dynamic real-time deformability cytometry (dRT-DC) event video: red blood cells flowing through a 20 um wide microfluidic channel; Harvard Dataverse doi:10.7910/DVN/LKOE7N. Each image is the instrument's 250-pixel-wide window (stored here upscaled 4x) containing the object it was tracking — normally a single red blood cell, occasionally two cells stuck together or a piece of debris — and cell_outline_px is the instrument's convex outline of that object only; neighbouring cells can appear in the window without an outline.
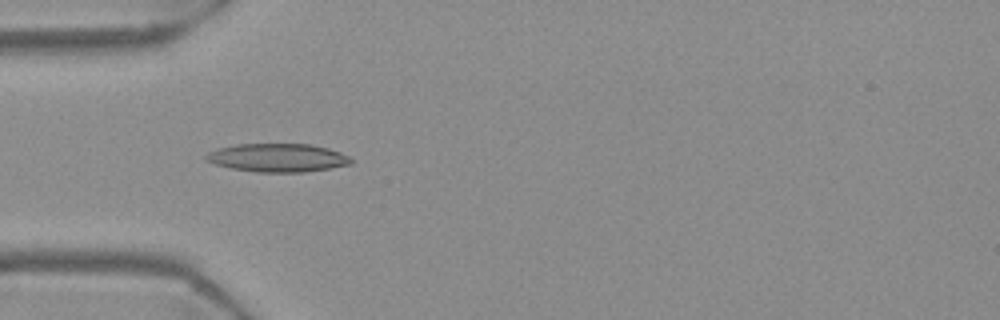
{"species": "Egyptian fruit bat (a non-hibernating species)", "species_latin": "Rousettus aegyptiacus", "temperature_condition": "warm", "stored_images_in_passage": 55, "camera_frame_rate_fps": 3000, "um_per_image_px": 0.085, "frame": {"image": 1, "passage_image": 17, "time_ms": 5.333, "image_size_px": [1000, 320], "cell_outline_px": [[352, 164], [304, 172], [256, 172], [232, 168], [216, 164], [204, 160], [204, 156], [208, 152], [220, 148], [236, 144], [312, 144], [328, 148], [340, 152], [348, 156], [352, 160]], "centroid_in_image_um": [23.59, 13.4], "position_along_channel_um": 61.4, "area_um2": 23.87}}
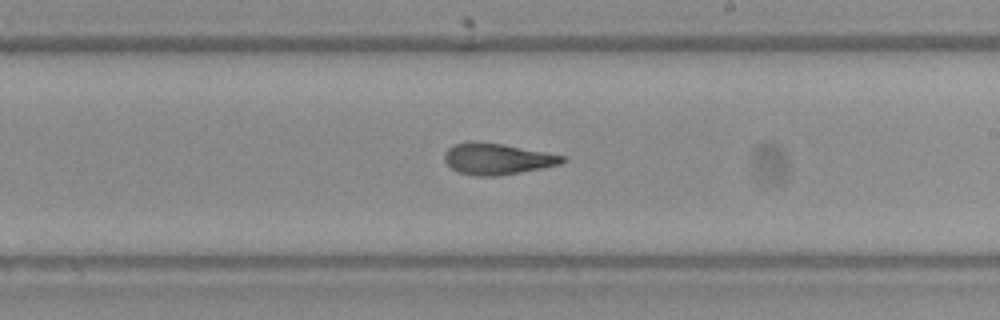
{"frame": {"image": 2, "passage_image": 32, "time_ms": 10.333, "image_size_px": [1000, 320], "cell_outline_px": [[568, 160], [560, 164], [520, 172], [496, 176], [476, 176], [460, 172], [452, 168], [444, 160], [444, 152], [452, 144], [468, 140], [472, 140], [504, 144], [564, 156]], "centroid_in_image_um": [42.21, 13.48], "position_along_channel_um": 246.8, "area_um2": 21.5}}
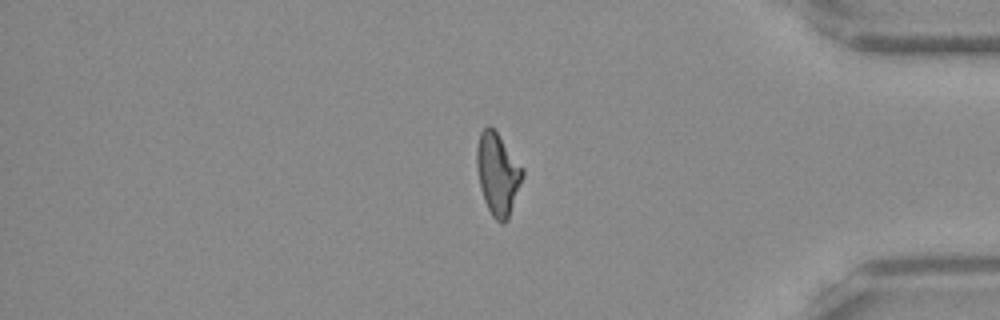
{"frame": {"image": 3, "passage_image": 46, "time_ms": 15.0, "image_size_px": [1000, 320], "cell_outline_px": [[524, 176], [508, 220], [504, 224], [500, 224], [492, 216], [484, 200], [480, 188], [476, 164], [476, 148], [480, 132], [488, 124], [496, 132], [524, 168]], "centroid_in_image_um": [42.31, 14.81], "position_along_channel_um": 392.9, "area_um2": 22.02}, "authors_computed_cell_mechanics": {"area_um2": 21.8484, "velocity_mm_per_s": 3.727, "shape_relaxation_time_tau1_ms": null, "shape_relaxation_time_tau2_ms": 3.9921, "deformation_change_tau1": null, "deformation_change_tau2": 0.1279}}